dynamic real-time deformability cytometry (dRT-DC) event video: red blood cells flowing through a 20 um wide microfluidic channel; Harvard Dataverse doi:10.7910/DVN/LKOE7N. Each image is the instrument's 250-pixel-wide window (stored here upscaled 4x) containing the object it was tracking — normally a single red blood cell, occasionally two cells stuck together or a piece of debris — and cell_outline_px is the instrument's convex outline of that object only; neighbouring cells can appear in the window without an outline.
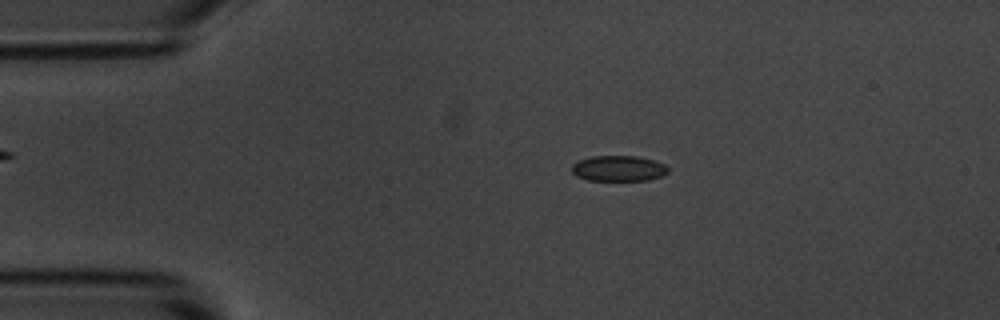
{"species": "common noctule bat (a hibernating species)", "species_latin": "Nyctalus noctula", "temperature_condition": "room temperature", "stored_images_in_passage": 54, "camera_frame_rate_fps": 3000, "um_per_image_px": 0.085, "animal": {"sex": "male", "body_mass_g": 20.1, "forearm_length_mm": 53.5}, "frame": {"image": 1, "passage_image": 10, "time_ms": 3.0, "image_size_px": [1000, 320], "cell_outline_px": [[668, 172], [660, 176], [648, 180], [588, 180], [576, 176], [572, 172], [572, 164], [576, 160], [592, 156], [636, 156], [652, 160], [664, 164], [668, 168]], "centroid_in_image_um": [52.53, 14.31], "position_along_channel_um": 32.5, "area_um2": 14.33}}
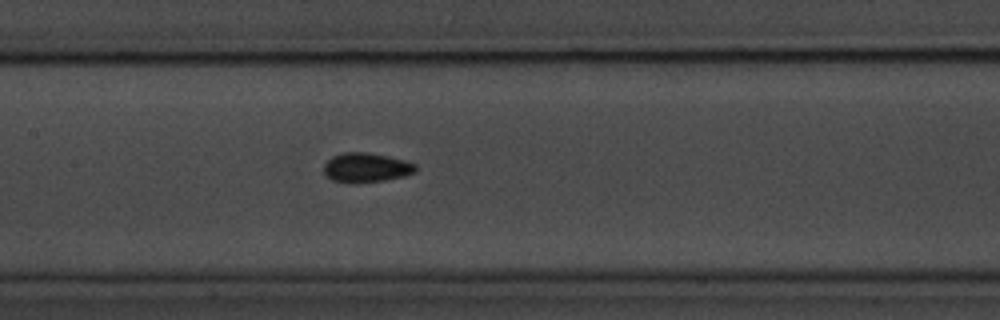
{"frame": {"image": 2, "passage_image": 25, "time_ms": 8.0, "image_size_px": [1000, 320], "cell_outline_px": [[416, 172], [404, 176], [384, 180], [356, 184], [352, 184], [332, 180], [324, 172], [324, 164], [332, 156], [344, 152], [364, 152], [404, 160], [416, 164]], "centroid_in_image_um": [31.11, 14.26], "position_along_channel_um": 176.3, "area_um2": 15.72}}
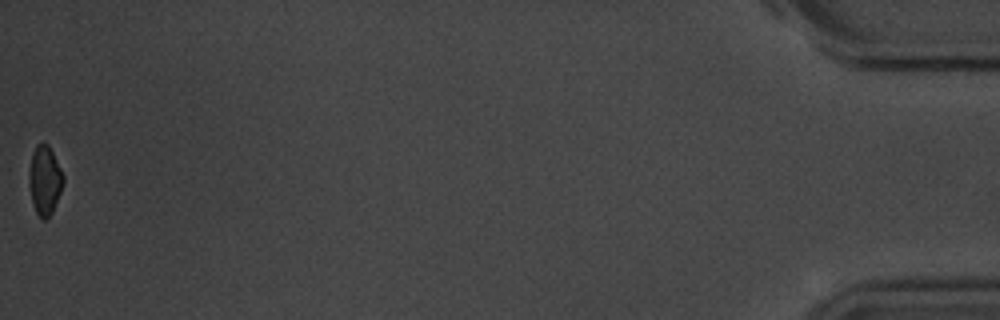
{"frame": {"image": 3, "passage_image": 54, "time_ms": 17.667, "image_size_px": [1000, 320], "cell_outline_px": [[64, 180], [60, 192], [52, 212], [44, 220], [36, 212], [32, 204], [28, 184], [28, 172], [32, 156], [36, 144], [48, 144], [64, 176]], "centroid_in_image_um": [3.78, 15.33], "position_along_channel_um": 431.4, "area_um2": 13.58}, "authors_computed_cell_mechanics": {"area_um2": 14.739, "velocity_mm_per_s": 3.6719, "shape_relaxation_time_tau1_ms": 1.7973, "shape_relaxation_time_tau2_ms": 3.7245, "deformation_change_tau1": 0.0727, "deformation_change_tau2": 0.0665}}